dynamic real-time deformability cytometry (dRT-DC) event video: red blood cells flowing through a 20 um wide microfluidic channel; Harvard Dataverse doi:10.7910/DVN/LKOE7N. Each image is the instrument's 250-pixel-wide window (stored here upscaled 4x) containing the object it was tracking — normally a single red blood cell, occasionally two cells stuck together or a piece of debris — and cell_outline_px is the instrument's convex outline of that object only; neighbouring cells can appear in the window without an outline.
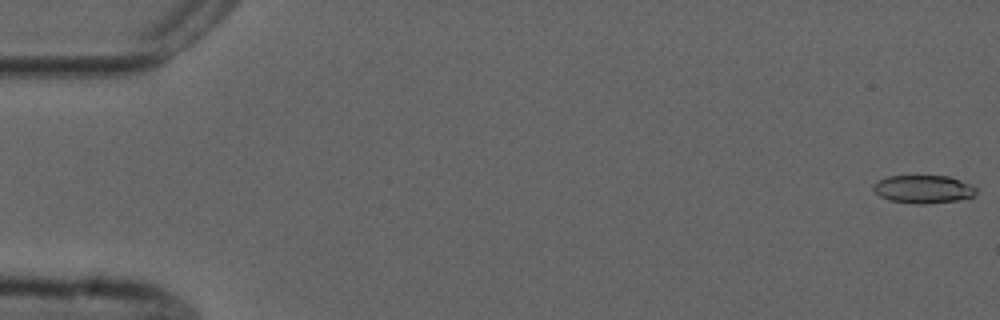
{"species": "common noctule bat (a hibernating species)", "species_latin": "Nyctalus noctula", "temperature_condition": "cold", "stored_images_in_passage": 55, "camera_frame_rate_fps": 3000, "um_per_image_px": 0.085, "animal": {"sex": "male", "forearm_length_mm": 52.5}, "frame": {"image": 1, "passage_image": 1, "time_ms": 0.0, "image_size_px": [1000, 320], "cell_outline_px": [[976, 192], [972, 196], [956, 200], [924, 204], [916, 204], [888, 200], [880, 196], [872, 188], [872, 184], [888, 176], [948, 176], [960, 180], [976, 188]], "centroid_in_image_um": [78.44, 16.08], "position_along_channel_um": 6.6, "area_um2": 16.59}}
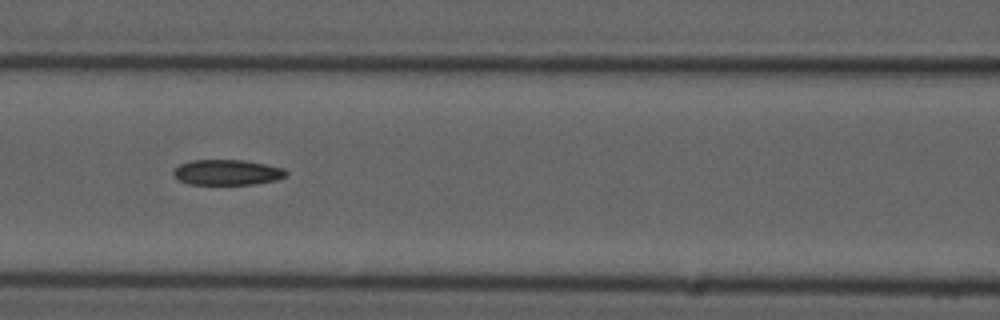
{"frame": {"image": 2, "passage_image": 24, "time_ms": 7.667, "image_size_px": [1000, 320], "cell_outline_px": [[288, 176], [276, 180], [256, 184], [188, 184], [180, 180], [172, 172], [180, 164], [192, 160], [244, 160], [284, 168], [288, 172]], "centroid_in_image_um": [19.36, 14.65], "position_along_channel_um": 147.2, "area_um2": 16.65}}
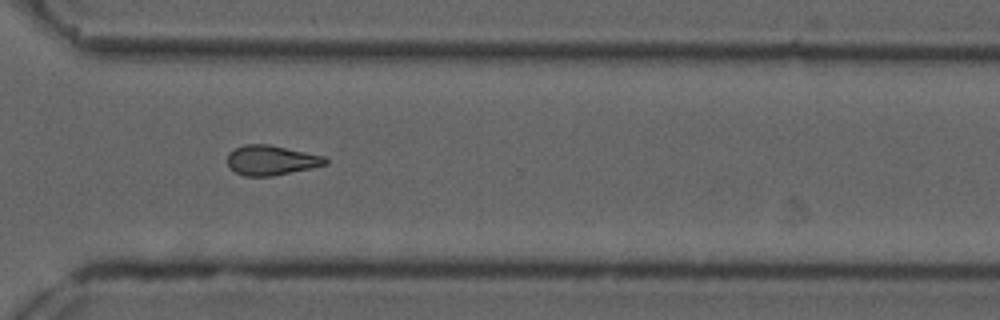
{"frame": {"image": 3, "passage_image": 40, "time_ms": 13.0, "image_size_px": [1000, 320], "cell_outline_px": [[328, 164], [312, 168], [272, 176], [244, 176], [236, 172], [228, 164], [228, 152], [244, 144], [268, 144], [324, 156], [328, 160]], "centroid_in_image_um": [23.07, 13.62], "position_along_channel_um": 347.5, "area_um2": 16.94}, "authors_computed_cell_mechanics": {"area_um2": 17.1666, "velocity_mm_per_s": 3.7627, "shape_relaxation_time_tau1_ms": null, "shape_relaxation_time_tau2_ms": 5.8174, "deformation_change_tau1": null, "deformation_change_tau2": 0.1389}}